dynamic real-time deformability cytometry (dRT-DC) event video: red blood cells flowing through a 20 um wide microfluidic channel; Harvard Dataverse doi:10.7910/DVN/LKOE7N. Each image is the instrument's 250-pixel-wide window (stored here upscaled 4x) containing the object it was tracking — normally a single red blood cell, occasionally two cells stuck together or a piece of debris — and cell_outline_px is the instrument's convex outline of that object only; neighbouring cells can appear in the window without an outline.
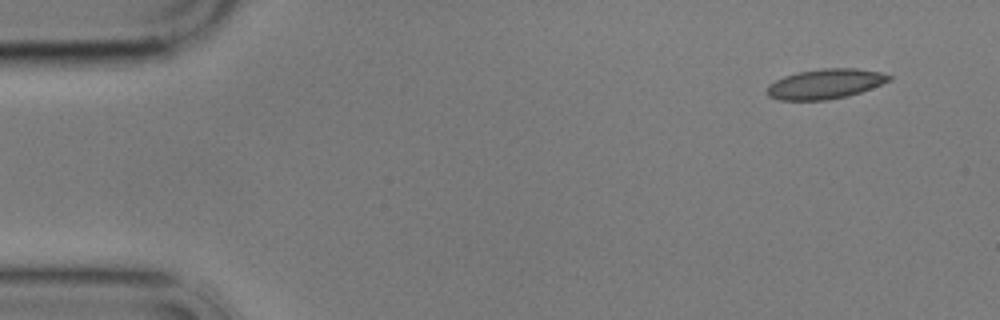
{"species": "common noctule bat (a hibernating species)", "species_latin": "Nyctalus noctula", "temperature_condition": "cold", "stored_images_in_passage": 5, "segment_of_instrument_passage": [1, 2], "camera_frame_rate_fps": 3000, "um_per_image_px": 0.085, "animal": {"sex": "male", "body_mass_g": 17.9}, "frame": {"image": 1, "passage_image": 1, "time_ms": 0.0, "image_size_px": [1000, 320], "cell_outline_px": [[892, 80], [860, 92], [848, 96], [828, 100], [780, 100], [768, 96], [768, 84], [784, 76], [800, 72], [824, 68], [856, 68], [880, 72], [892, 76]], "centroid_in_image_um": [70.17, 7.13], "position_along_channel_um": 14.8, "area_um2": 21.15}}
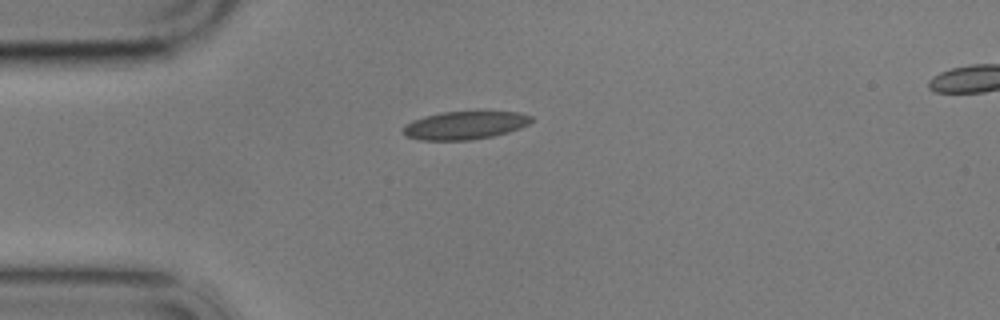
{"frame": {"image": 2, "passage_image": 4, "time_ms": 3.333, "image_size_px": [1000, 320], "cell_outline_px": [[532, 120], [528, 124], [520, 128], [508, 132], [492, 136], [472, 140], [420, 140], [404, 136], [400, 132], [404, 124], [412, 120], [424, 116], [444, 112], [520, 112], [532, 116]], "centroid_in_image_um": [39.45, 10.66], "position_along_channel_um": 45.6, "area_um2": 21.1}}